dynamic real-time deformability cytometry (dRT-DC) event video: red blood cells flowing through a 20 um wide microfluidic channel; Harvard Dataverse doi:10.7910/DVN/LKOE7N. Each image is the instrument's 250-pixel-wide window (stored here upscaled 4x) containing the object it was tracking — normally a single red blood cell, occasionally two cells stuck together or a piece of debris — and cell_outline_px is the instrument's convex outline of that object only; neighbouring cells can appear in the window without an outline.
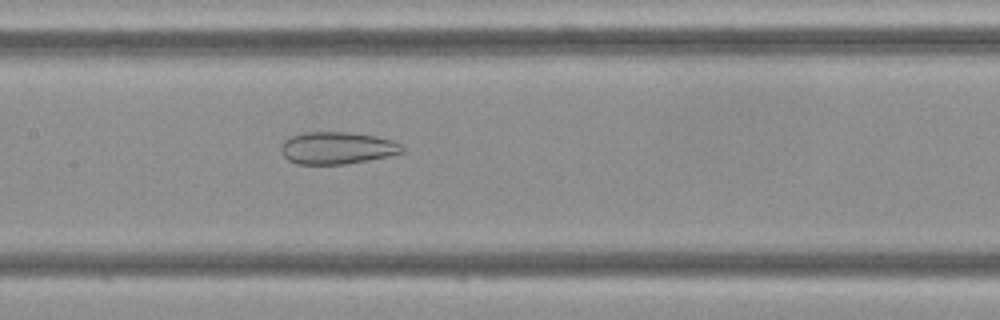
{"species": "Egyptian fruit bat (a non-hibernating species)", "species_latin": "Rousettus aegyptiacus", "temperature_condition": "cold", "stored_images_in_passage": 47, "camera_frame_rate_fps": 3000, "um_per_image_px": 0.085, "frame": {"image": 1, "passage_image": 22, "time_ms": 7.0, "image_size_px": [1000, 320], "cell_outline_px": [[404, 152], [388, 156], [368, 160], [344, 164], [296, 164], [288, 160], [280, 152], [280, 148], [284, 140], [292, 136], [304, 132], [352, 132], [376, 136], [396, 140], [404, 148]], "centroid_in_image_um": [28.67, 12.57], "position_along_channel_um": 178.7, "area_um2": 22.95}}
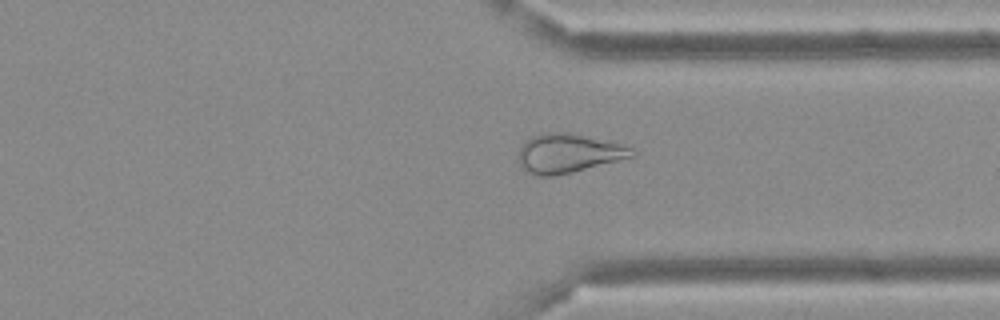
{"frame": {"image": 2, "passage_image": 35, "time_ms": 11.333, "image_size_px": [1000, 320], "cell_outline_px": [[636, 156], [572, 172], [552, 176], [536, 176], [520, 168], [516, 156], [520, 144], [524, 140], [532, 136], [548, 132], [568, 132], [620, 144], [632, 148], [636, 152]], "centroid_in_image_um": [48.23, 13.04], "position_along_channel_um": 363.2, "area_um2": 26.07}}
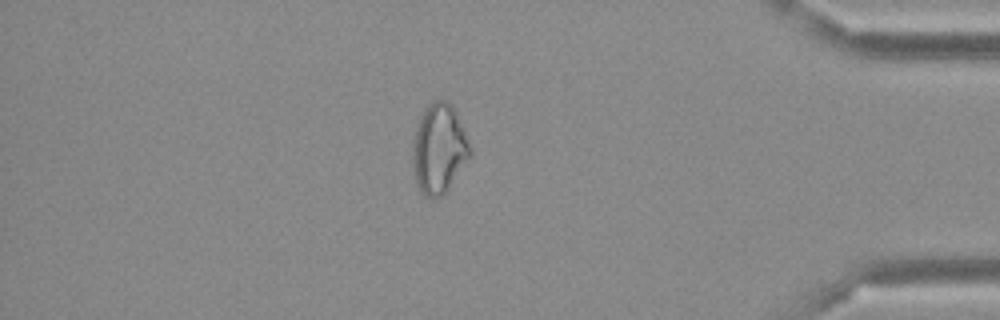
{"frame": {"image": 3, "passage_image": 40, "time_ms": 13.0, "image_size_px": [1000, 320], "cell_outline_px": [[472, 152], [448, 188], [440, 196], [432, 200], [424, 196], [420, 192], [416, 180], [412, 156], [412, 148], [416, 128], [420, 116], [428, 104], [432, 100], [444, 100], [456, 112], [472, 148]], "centroid_in_image_um": [37.3, 12.65], "position_along_channel_um": 397.9, "area_um2": 29.59}}